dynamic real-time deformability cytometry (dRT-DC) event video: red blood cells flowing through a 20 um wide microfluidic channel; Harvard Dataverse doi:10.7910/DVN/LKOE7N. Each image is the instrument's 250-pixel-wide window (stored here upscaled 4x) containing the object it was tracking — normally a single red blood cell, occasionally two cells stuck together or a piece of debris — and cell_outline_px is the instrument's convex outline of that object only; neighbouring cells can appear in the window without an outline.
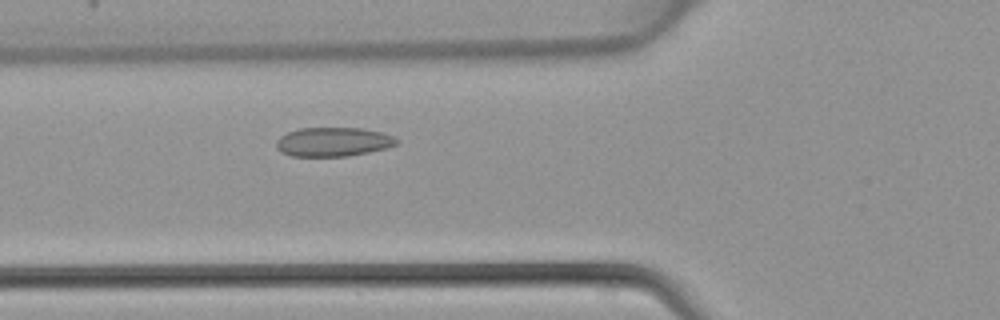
{"species": "common noctule bat (a hibernating species)", "species_latin": "Nyctalus noctula", "temperature_condition": "warm", "stored_images_in_passage": 34, "camera_frame_rate_fps": 3000, "um_per_image_px": 0.085, "animal": {"sex": "female", "body_mass_g": 22.7, "forearm_length_mm": 54.2}, "frame": {"image": 1, "passage_image": 9, "time_ms": 2.667, "image_size_px": [1000, 320], "cell_outline_px": [[400, 140], [396, 144], [384, 148], [368, 152], [348, 156], [292, 156], [280, 152], [276, 148], [276, 140], [280, 136], [288, 132], [300, 128], [360, 128], [380, 132], [392, 136]], "centroid_in_image_um": [28.27, 12.06], "position_along_channel_um": 97.5, "area_um2": 20.29}}
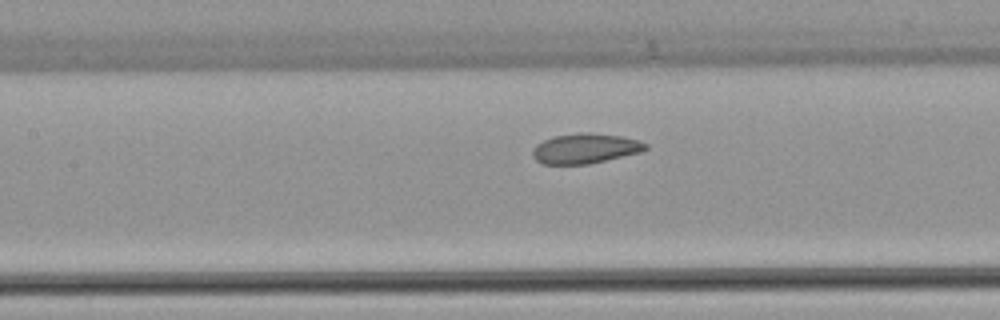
{"frame": {"image": 2, "passage_image": 13, "time_ms": 4.0, "image_size_px": [1000, 320], "cell_outline_px": [[648, 148], [640, 152], [588, 164], [544, 164], [536, 160], [532, 156], [532, 148], [536, 144], [552, 136], [580, 132], [588, 132], [620, 136], [640, 140], [648, 144]], "centroid_in_image_um": [49.72, 12.61], "position_along_channel_um": 157.7, "area_um2": 19.83}}
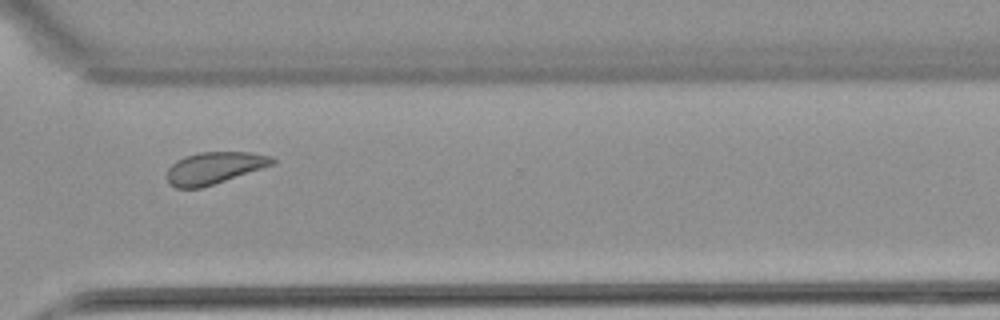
{"frame": {"image": 3, "passage_image": 26, "time_ms": 8.333, "image_size_px": [1000, 320], "cell_outline_px": [[276, 164], [200, 188], [176, 188], [168, 184], [168, 168], [176, 160], [184, 156], [200, 152], [248, 152], [272, 156], [276, 160]], "centroid_in_image_um": [18.22, 14.27], "position_along_channel_um": 352.4, "area_um2": 19.59}}